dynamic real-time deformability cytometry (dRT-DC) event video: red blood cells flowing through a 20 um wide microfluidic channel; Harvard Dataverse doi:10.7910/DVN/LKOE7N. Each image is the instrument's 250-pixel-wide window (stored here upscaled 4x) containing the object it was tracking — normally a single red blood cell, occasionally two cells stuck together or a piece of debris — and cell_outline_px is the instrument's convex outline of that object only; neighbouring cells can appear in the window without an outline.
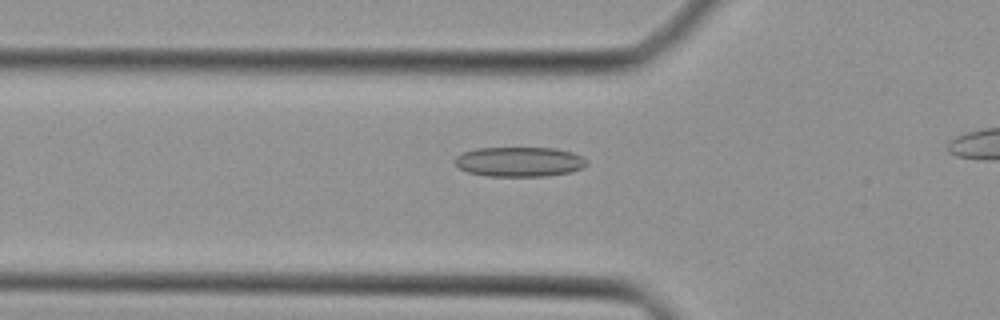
{"species": "Egyptian fruit bat (a non-hibernating species)", "species_latin": "Rousettus aegyptiacus", "temperature_condition": "cold", "stored_images_in_passage": 24, "camera_frame_rate_fps": 3000, "um_per_image_px": 0.085, "animal": {"sex": "female"}, "frame": {"image": 1, "passage_image": 2, "time_ms": 0.333, "image_size_px": [1000, 320], "cell_outline_px": [[588, 164], [572, 172], [544, 176], [484, 176], [468, 172], [460, 168], [456, 164], [456, 156], [464, 152], [476, 148], [556, 148], [572, 152], [588, 160]], "centroid_in_image_um": [44.16, 13.75], "position_along_channel_um": 81.6, "area_um2": 22.83}}
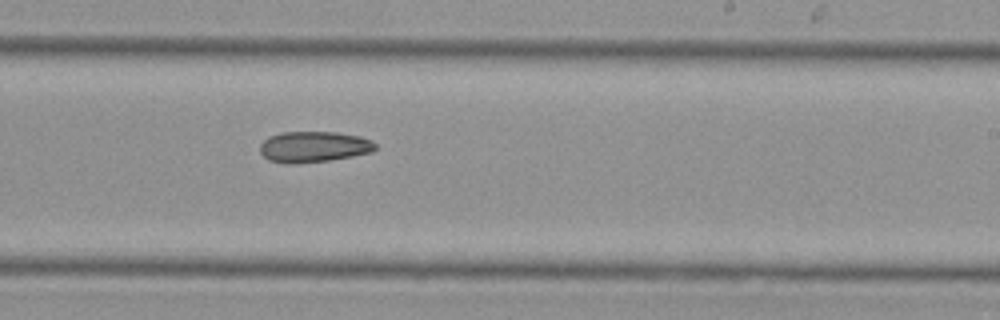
{"frame": {"image": 2, "passage_image": 14, "time_ms": 4.333, "image_size_px": [1000, 320], "cell_outline_px": [[376, 148], [372, 152], [352, 156], [328, 160], [292, 164], [284, 164], [268, 160], [260, 152], [260, 144], [268, 136], [280, 132], [336, 132], [360, 136], [372, 140], [376, 144]], "centroid_in_image_um": [26.64, 12.47], "position_along_channel_um": 262.4, "area_um2": 20.92}}
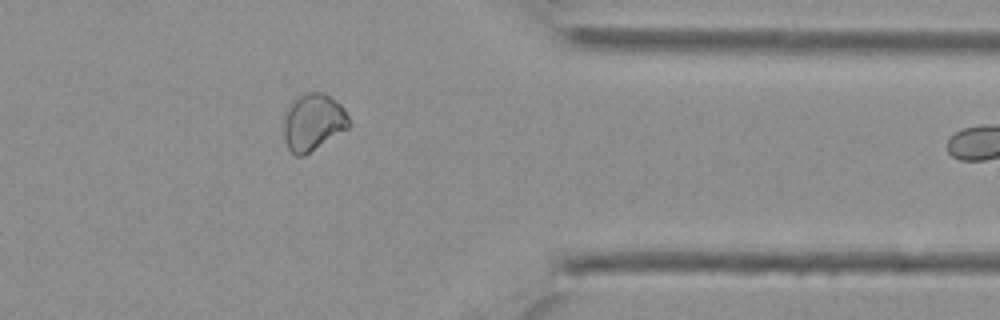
{"frame": {"image": 3, "passage_image": 23, "time_ms": 7.333, "image_size_px": [1000, 320], "cell_outline_px": [[348, 128], [304, 156], [296, 156], [288, 148], [284, 140], [284, 116], [292, 100], [308, 92], [324, 92], [340, 104], [344, 108], [348, 116]], "centroid_in_image_um": [26.6, 10.38], "position_along_channel_um": 384.8, "area_um2": 21.5}}